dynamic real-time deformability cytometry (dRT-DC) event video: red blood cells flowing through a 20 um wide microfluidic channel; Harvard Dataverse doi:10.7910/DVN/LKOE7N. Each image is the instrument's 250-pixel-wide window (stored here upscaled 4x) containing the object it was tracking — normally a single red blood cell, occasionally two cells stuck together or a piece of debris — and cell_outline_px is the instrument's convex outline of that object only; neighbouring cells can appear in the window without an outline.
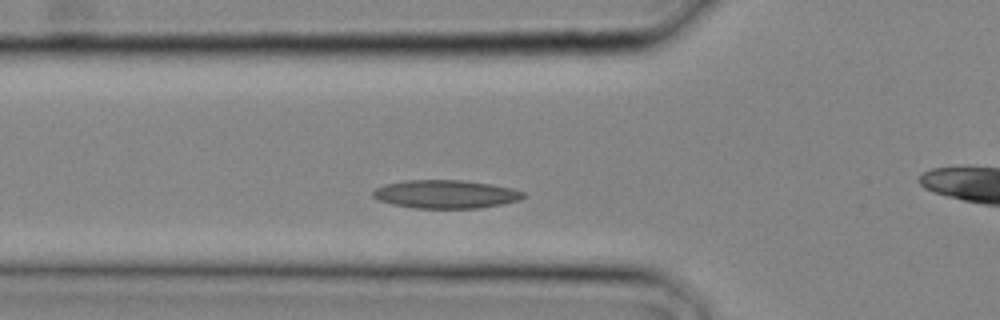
{"species": "common noctule bat (a hibernating species)", "species_latin": "Nyctalus noctula", "temperature_condition": "cold", "stored_images_in_passage": 13, "camera_frame_rate_fps": 3000, "um_per_image_px": 0.085, "animal": {"sex": "male", "body_mass_g": 20.4}, "frame": {"image": 1, "passage_image": 6, "time_ms": 1.667, "image_size_px": [1000, 320], "cell_outline_px": [[528, 196], [520, 200], [504, 204], [480, 208], [412, 208], [392, 204], [380, 200], [372, 196], [372, 192], [376, 188], [384, 184], [408, 180], [460, 180], [492, 184], [512, 188], [524, 192]], "centroid_in_image_um": [37.93, 16.51], "position_along_channel_um": 87.9, "area_um2": 24.97}}
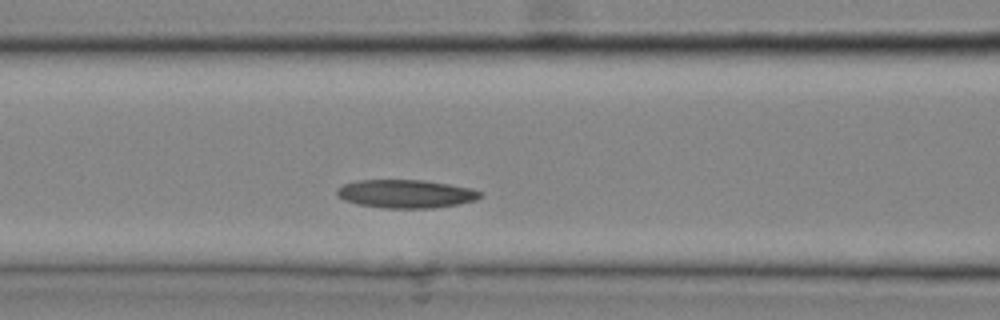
{"frame": {"image": 2, "passage_image": 8, "time_ms": 2.333, "image_size_px": [1000, 320], "cell_outline_px": [[484, 196], [476, 200], [456, 204], [432, 208], [380, 208], [356, 204], [344, 200], [336, 192], [336, 188], [344, 184], [356, 180], [424, 180], [472, 188], [484, 192]], "centroid_in_image_um": [34.51, 16.47], "position_along_channel_um": 132.1, "area_um2": 23.81}}
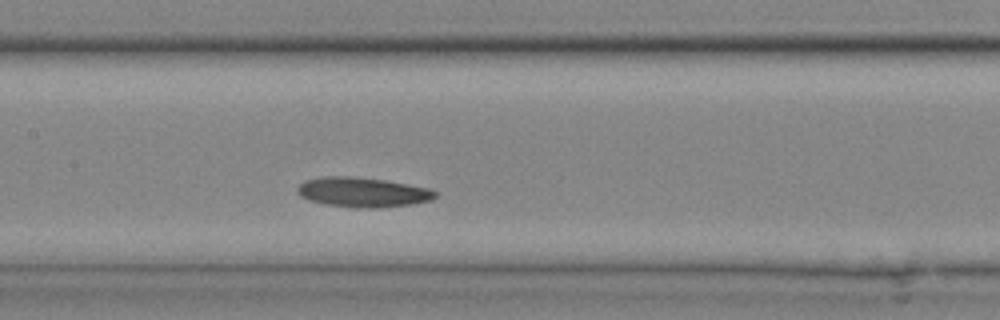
{"frame": {"image": 3, "passage_image": 10, "time_ms": 3.0, "image_size_px": [1000, 320], "cell_outline_px": [[436, 196], [432, 200], [412, 204], [372, 208], [352, 208], [328, 204], [308, 200], [300, 196], [296, 188], [304, 180], [324, 176], [352, 176], [384, 180], [408, 184], [428, 188], [436, 192]], "centroid_in_image_um": [30.8, 16.33], "position_along_channel_um": 176.6, "area_um2": 23.87}}